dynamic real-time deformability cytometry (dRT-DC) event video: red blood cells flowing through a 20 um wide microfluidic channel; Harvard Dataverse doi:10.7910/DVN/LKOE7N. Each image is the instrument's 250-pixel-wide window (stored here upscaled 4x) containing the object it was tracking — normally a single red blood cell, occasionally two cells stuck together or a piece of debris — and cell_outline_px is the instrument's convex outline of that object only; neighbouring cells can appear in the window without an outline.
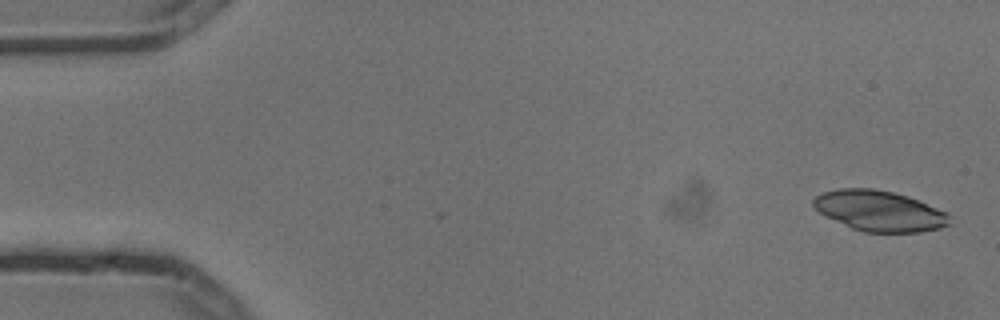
{"species": "common noctule bat (a hibernating species)", "species_latin": "Nyctalus noctula", "temperature_condition": "cold", "stored_images_in_passage": 5, "camera_frame_rate_fps": 3000, "um_per_image_px": 0.085, "animal": {"sex": "male", "body_mass_g": 13.3}, "frame": {"image": 1, "passage_image": 1, "time_ms": 0.0, "image_size_px": [1000, 320], "cell_outline_px": [[952, 224], [940, 228], [920, 232], [864, 232], [852, 228], [820, 212], [812, 204], [812, 200], [816, 196], [824, 192], [836, 188], [872, 188], [892, 192], [908, 196], [948, 212]], "centroid_in_image_um": [74.8, 17.92], "position_along_channel_um": 10.2, "area_um2": 32.08}}